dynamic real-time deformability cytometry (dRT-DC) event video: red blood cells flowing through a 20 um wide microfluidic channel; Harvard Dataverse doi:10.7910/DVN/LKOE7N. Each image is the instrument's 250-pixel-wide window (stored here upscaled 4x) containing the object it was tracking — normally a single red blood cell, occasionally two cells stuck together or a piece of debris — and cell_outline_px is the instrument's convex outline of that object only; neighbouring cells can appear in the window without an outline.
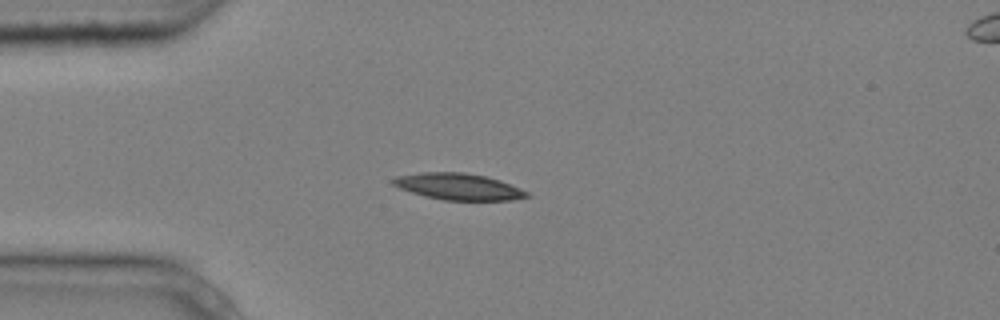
{"species": "common noctule bat (a hibernating species)", "species_latin": "Nyctalus noctula", "temperature_condition": "cold", "stored_images_in_passage": 3, "camera_frame_rate_fps": 3000, "um_per_image_px": 0.085, "animal": {"sex": "male", "body_mass_g": 20.4}, "frame": {"image": 1, "passage_image": 3, "time_ms": 0.667, "image_size_px": [1000, 320], "cell_outline_px": [[532, 196], [512, 200], [444, 200], [424, 196], [400, 188], [392, 184], [392, 180], [396, 176], [420, 172], [464, 172], [484, 176], [500, 180], [520, 188], [528, 192]], "centroid_in_image_um": [38.98, 15.86], "position_along_channel_um": 46.0, "area_um2": 20.63}}